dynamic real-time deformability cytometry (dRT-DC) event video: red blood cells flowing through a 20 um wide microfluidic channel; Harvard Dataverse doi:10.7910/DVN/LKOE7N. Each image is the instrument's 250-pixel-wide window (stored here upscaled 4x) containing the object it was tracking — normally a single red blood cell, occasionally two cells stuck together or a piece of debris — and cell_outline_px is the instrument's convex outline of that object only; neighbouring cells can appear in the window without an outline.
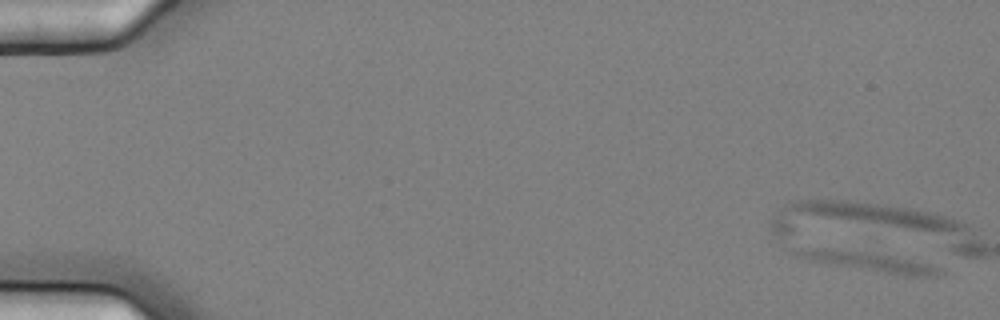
{"species": "common noctule bat (a hibernating species)", "species_latin": "Nyctalus noctula", "temperature_condition": "cold", "stored_images_in_passage": 7, "camera_frame_rate_fps": 3000, "um_per_image_px": 0.085, "animal": {"sex": "female", "body_mass_g": 25.1}, "frame": {"image": 1, "passage_image": 1, "time_ms": 0.0, "image_size_px": [1000, 320], "cell_outline_px": [[944, 272], [936, 276], [908, 276], [828, 264], [808, 260], [796, 256], [792, 252], [792, 248], [812, 248], [868, 252], [928, 264], [940, 268]], "centroid_in_image_um": [73.77, 22.25], "position_along_channel_um": 11.2, "area_um2": 15.61}}